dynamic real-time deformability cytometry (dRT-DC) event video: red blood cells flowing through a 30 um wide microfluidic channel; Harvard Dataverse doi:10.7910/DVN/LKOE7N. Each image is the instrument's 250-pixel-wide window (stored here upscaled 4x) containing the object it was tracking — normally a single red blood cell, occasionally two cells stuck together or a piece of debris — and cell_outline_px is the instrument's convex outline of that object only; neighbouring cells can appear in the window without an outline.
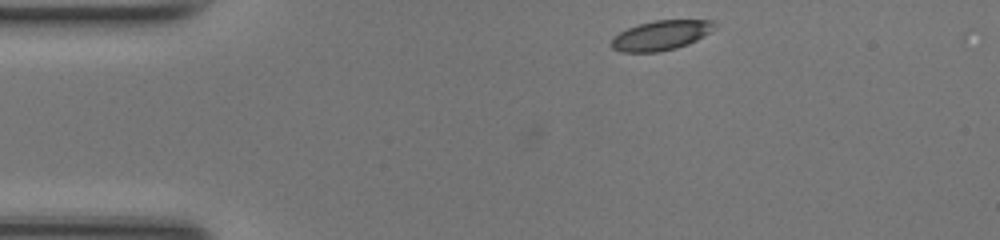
{"species": "common noctule bat (a hibernating species)", "species_latin": "Nyctalus noctula", "temperature_condition": "room temperature", "stored_images_in_passage": 35, "camera_frame_rate_fps": 3000, "um_per_image_px": 0.085, "animal": {"sex": "female", "body_mass_g": 17.0, "forearm_length_mm": 48.0}, "frame": {"image": 1, "passage_image": 1, "time_ms": 0.0, "image_size_px": [1000, 240], "cell_outline_px": [[716, 28], [704, 36], [688, 44], [676, 48], [660, 52], [620, 52], [612, 48], [608, 44], [612, 36], [628, 28], [640, 24], [656, 20], [716, 20]], "centroid_in_image_um": [56.17, 3.01], "position_along_channel_um": 28.8, "area_um2": 18.09}}
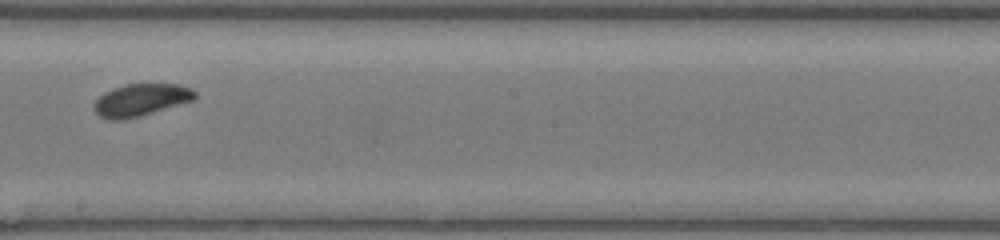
{"frame": {"image": 2, "passage_image": 20, "time_ms": 6.333, "image_size_px": [1000, 240], "cell_outline_px": [[196, 96], [192, 100], [140, 116], [124, 120], [108, 120], [100, 116], [92, 108], [92, 104], [104, 92], [124, 84], [180, 84], [196, 92]], "centroid_in_image_um": [11.91, 8.5], "position_along_channel_um": 236.3, "area_um2": 18.84}}
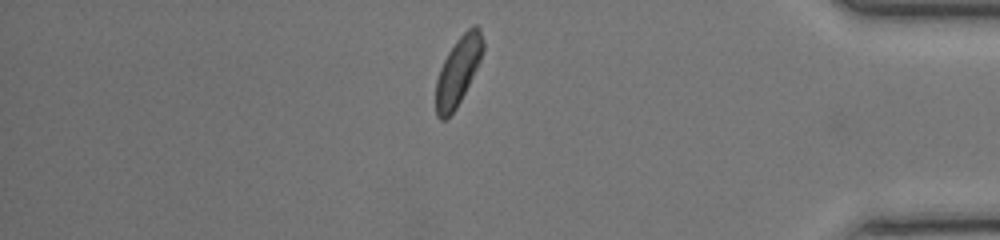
{"frame": {"image": 3, "passage_image": 34, "time_ms": 11.0, "image_size_px": [1000, 240], "cell_outline_px": [[484, 48], [480, 60], [456, 108], [444, 120], [440, 120], [436, 116], [436, 80], [440, 68], [448, 52], [456, 40], [472, 24], [476, 24], [480, 28], [484, 40]], "centroid_in_image_um": [38.94, 5.99], "position_along_channel_um": 396.3, "area_um2": 18.5}, "authors_computed_cell_mechanics": {"area_um2": 18.785, "velocity_mm_per_s": 4.2023, "shape_relaxation_time_tau1_ms": 2.2023, "shape_relaxation_time_tau2_ms": 1.9836, "deformation_change_tau1": 0.0851, "deformation_change_tau2": 0.0708}}